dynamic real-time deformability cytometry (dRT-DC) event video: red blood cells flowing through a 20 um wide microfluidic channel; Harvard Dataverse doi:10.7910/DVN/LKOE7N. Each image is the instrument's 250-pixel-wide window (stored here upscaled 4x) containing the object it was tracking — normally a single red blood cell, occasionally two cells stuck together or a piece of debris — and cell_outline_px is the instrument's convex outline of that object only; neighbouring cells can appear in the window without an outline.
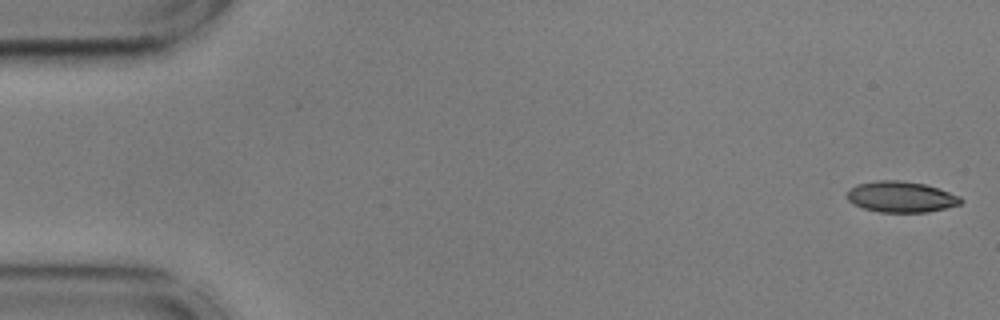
{"species": "common noctule bat (a hibernating species)", "species_latin": "Nyctalus noctula", "temperature_condition": "cold", "stored_images_in_passage": 55, "camera_frame_rate_fps": 3000, "um_per_image_px": 0.085, "animal": {"sex": "male", "body_mass_g": 17.9, "forearm_length_mm": 54.2}, "frame": {"image": 1, "passage_image": 1, "time_ms": 0.0, "image_size_px": [1000, 320], "cell_outline_px": [[964, 200], [960, 204], [928, 212], [880, 212], [864, 208], [848, 200], [848, 192], [856, 184], [876, 180], [900, 180], [924, 184], [960, 196]], "centroid_in_image_um": [76.6, 16.73], "position_along_channel_um": 8.4, "area_um2": 20.23}}
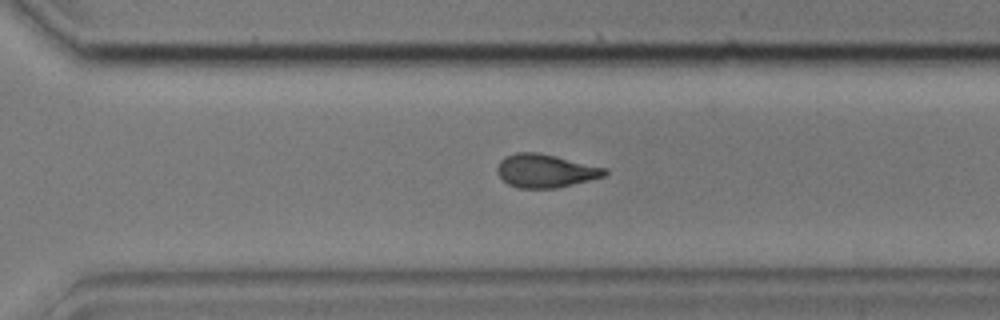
{"frame": {"image": 2, "passage_image": 38, "time_ms": 12.333, "image_size_px": [1000, 320], "cell_outline_px": [[608, 172], [604, 176], [556, 188], [516, 188], [508, 184], [496, 172], [496, 168], [500, 160], [504, 156], [516, 152], [536, 152], [556, 156], [608, 168]], "centroid_in_image_um": [46.34, 14.51], "position_along_channel_um": 324.3, "area_um2": 20.92}}
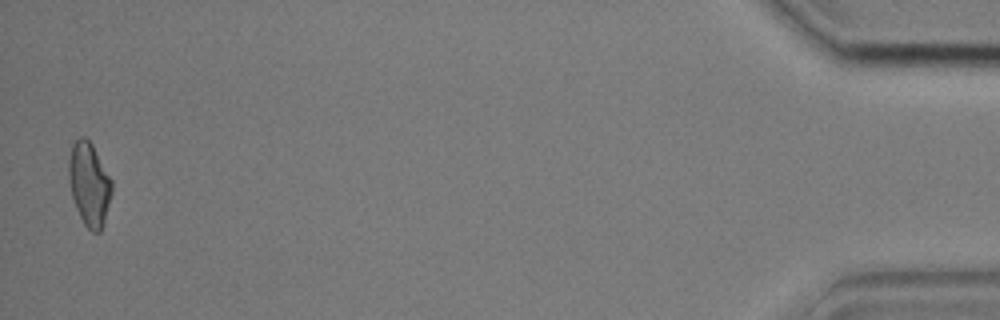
{"frame": {"image": 3, "passage_image": 54, "time_ms": 17.667, "image_size_px": [1000, 320], "cell_outline_px": [[112, 192], [104, 224], [100, 232], [92, 232], [84, 224], [76, 208], [72, 196], [68, 176], [68, 160], [72, 144], [80, 136], [84, 136], [92, 144], [112, 180]], "centroid_in_image_um": [7.58, 15.65], "position_along_channel_um": 427.6, "area_um2": 20.98}, "authors_computed_cell_mechanics": {"area_um2": 21.0392, "velocity_mm_per_s": 3.6172, "shape_relaxation_time_tau1_ms": 6.1699, "shape_relaxation_time_tau2_ms": 3.58, "deformation_change_tau1": 0.1551, "deformation_change_tau2": 0.0917}}